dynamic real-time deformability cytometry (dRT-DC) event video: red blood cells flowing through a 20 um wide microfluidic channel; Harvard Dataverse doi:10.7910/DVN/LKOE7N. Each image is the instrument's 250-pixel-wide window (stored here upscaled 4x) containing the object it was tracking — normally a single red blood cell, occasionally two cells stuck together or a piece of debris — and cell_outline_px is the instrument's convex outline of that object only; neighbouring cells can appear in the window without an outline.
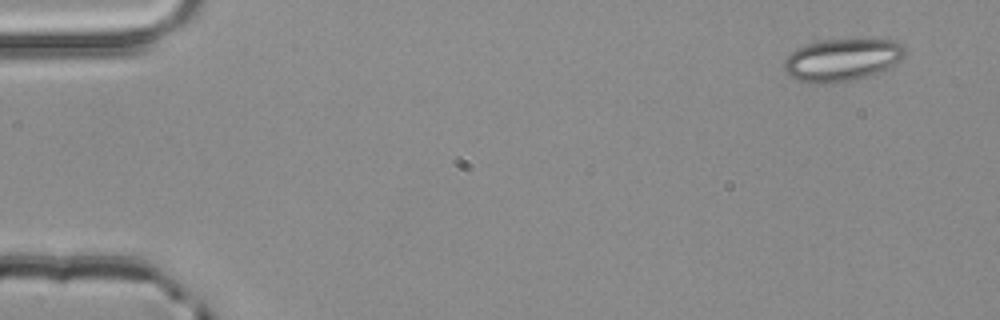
{"species": "common noctule bat (a hibernating species)", "species_latin": "Nyctalus noctula", "temperature_condition": "room temperature", "stored_images_in_passage": 4, "camera_frame_rate_fps": 3000, "um_per_image_px": 0.085, "animal": {"sex": "male", "body_mass_g": 20.4}, "frame": {"image": 1, "passage_image": 1, "time_ms": 0.0, "image_size_px": [1000, 320], "cell_outline_px": [[908, 52], [892, 68], [868, 76], [832, 84], [816, 84], [796, 80], [788, 76], [784, 72], [784, 60], [796, 48], [808, 44], [824, 40], [896, 40], [904, 44]], "centroid_in_image_um": [71.61, 5.11], "position_along_channel_um": 13.4, "area_um2": 30.29}}